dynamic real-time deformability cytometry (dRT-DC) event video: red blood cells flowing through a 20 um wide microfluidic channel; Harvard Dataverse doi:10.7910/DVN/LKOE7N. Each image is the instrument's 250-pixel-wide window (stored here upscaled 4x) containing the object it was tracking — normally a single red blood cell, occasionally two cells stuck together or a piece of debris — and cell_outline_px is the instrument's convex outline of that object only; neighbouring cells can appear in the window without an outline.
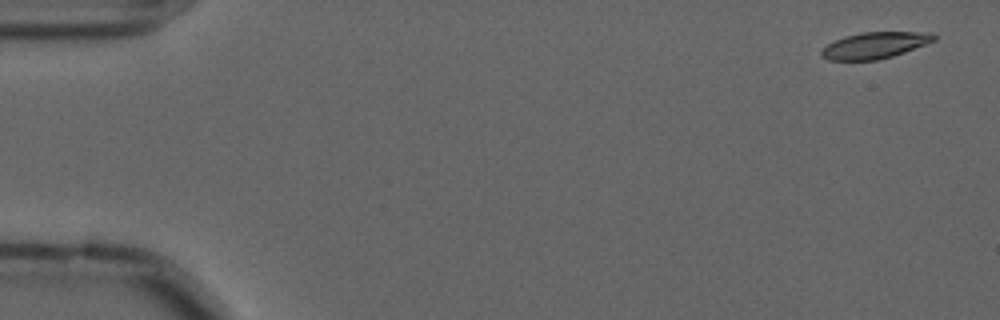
{"species": "common noctule bat (a hibernating species)", "species_latin": "Nyctalus noctula", "temperature_condition": "cold", "stored_images_in_passage": 56, "camera_frame_rate_fps": 3000, "um_per_image_px": 0.085, "animal": {"sex": "male", "forearm_length_mm": 52.5}, "frame": {"image": 1, "passage_image": 1, "time_ms": 0.0, "image_size_px": [1000, 320], "cell_outline_px": [[936, 40], [904, 52], [892, 56], [876, 60], [828, 60], [820, 52], [828, 44], [844, 36], [860, 32], [932, 32], [936, 36]], "centroid_in_image_um": [74.38, 3.84], "position_along_channel_um": 10.6, "area_um2": 17.11}}
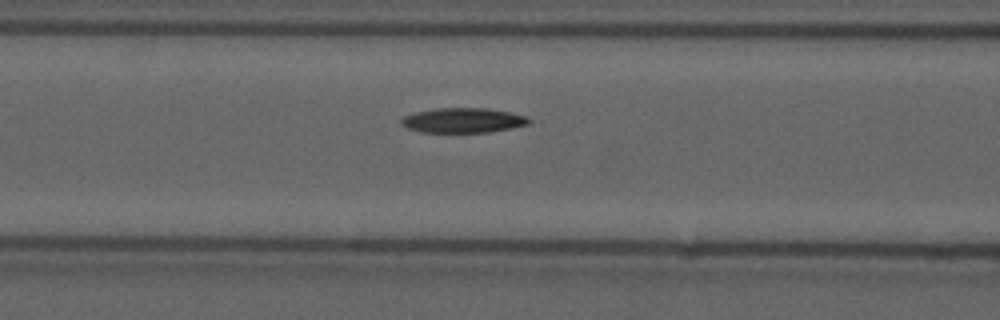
{"frame": {"image": 2, "passage_image": 22, "time_ms": 7.0, "image_size_px": [1000, 320], "cell_outline_px": [[532, 120], [528, 124], [512, 128], [488, 132], [420, 132], [408, 128], [400, 124], [400, 120], [404, 116], [416, 112], [436, 108], [488, 108], [508, 112], [524, 116]], "centroid_in_image_um": [39.33, 10.23], "position_along_channel_um": 127.3, "area_um2": 18.38}}
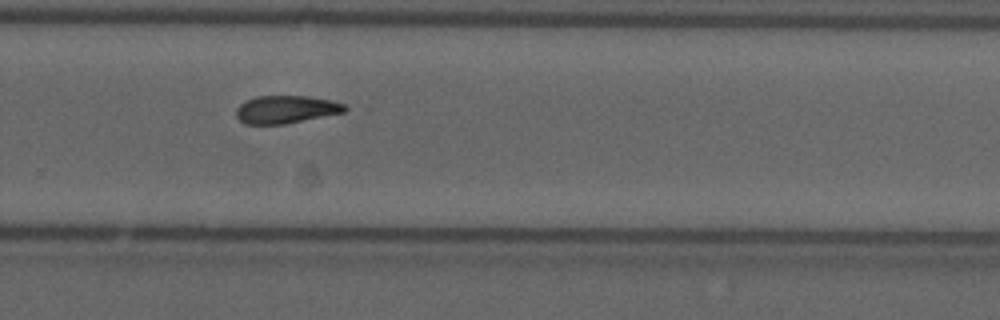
{"frame": {"image": 3, "passage_image": 37, "time_ms": 12.0, "image_size_px": [1000, 320], "cell_outline_px": [[352, 108], [344, 112], [284, 124], [244, 124], [236, 116], [236, 108], [240, 104], [256, 96], [308, 96], [332, 100], [344, 104]], "centroid_in_image_um": [24.34, 9.3], "position_along_channel_um": 305.5, "area_um2": 17.63}}